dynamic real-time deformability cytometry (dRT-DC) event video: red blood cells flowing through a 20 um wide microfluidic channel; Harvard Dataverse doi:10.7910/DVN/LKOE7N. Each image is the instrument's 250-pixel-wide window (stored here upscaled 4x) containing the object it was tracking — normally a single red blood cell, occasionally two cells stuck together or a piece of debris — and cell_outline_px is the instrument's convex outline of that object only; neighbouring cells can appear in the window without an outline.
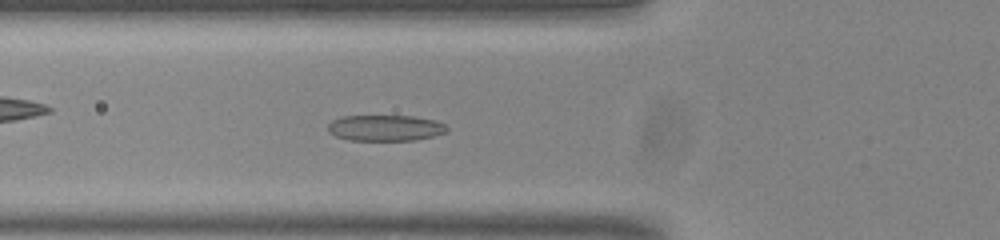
{"species": "common noctule bat (a hibernating species)", "species_latin": "Nyctalus noctula", "temperature_condition": "room temperature", "stored_images_in_passage": 53, "camera_frame_rate_fps": 3000, "um_per_image_px": 0.085, "animal": {"sex": "male", "body_mass_g": 20.0, "forearm_length_mm": 53.3}, "frame": {"image": 1, "passage_image": 19, "time_ms": 6.0, "image_size_px": [1000, 240], "cell_outline_px": [[448, 128], [444, 132], [432, 136], [412, 140], [348, 140], [336, 136], [328, 132], [328, 124], [332, 120], [340, 116], [412, 116], [436, 120], [444, 124]], "centroid_in_image_um": [32.7, 10.87], "position_along_channel_um": 93.1, "area_um2": 17.92}}
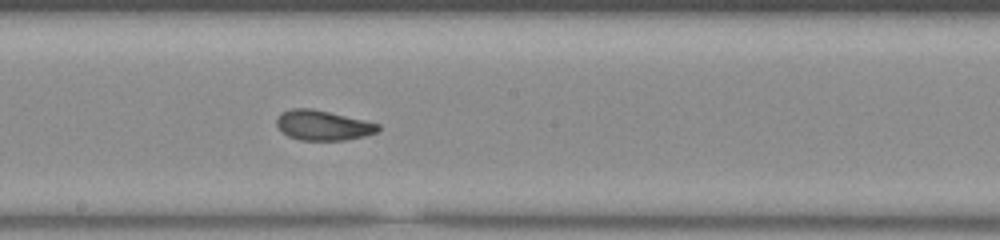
{"frame": {"image": 2, "passage_image": 29, "time_ms": 9.333, "image_size_px": [1000, 240], "cell_outline_px": [[380, 128], [376, 132], [364, 136], [344, 140], [300, 140], [288, 136], [276, 124], [276, 120], [280, 112], [292, 108], [312, 108], [380, 124]], "centroid_in_image_um": [27.43, 10.64], "position_along_channel_um": 220.8, "area_um2": 17.57}}
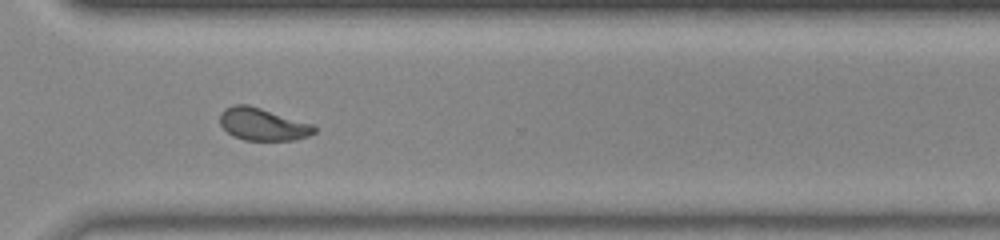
{"frame": {"image": 3, "passage_image": 39, "time_ms": 12.667, "image_size_px": [1000, 240], "cell_outline_px": [[316, 132], [308, 136], [292, 140], [244, 140], [232, 136], [220, 124], [220, 112], [224, 108], [232, 104], [248, 104], [312, 124], [316, 128]], "centroid_in_image_um": [22.29, 10.55], "position_along_channel_um": 348.3, "area_um2": 17.8}, "authors_computed_cell_mechanics": {"area_um2": 18.1492, "velocity_mm_per_s": 3.8201, "shape_relaxation_time_tau1_ms": 5.1094, "shape_relaxation_time_tau2_ms": 1.1464, "deformation_change_tau1": 0.1748, "deformation_change_tau2": 0.0738}}